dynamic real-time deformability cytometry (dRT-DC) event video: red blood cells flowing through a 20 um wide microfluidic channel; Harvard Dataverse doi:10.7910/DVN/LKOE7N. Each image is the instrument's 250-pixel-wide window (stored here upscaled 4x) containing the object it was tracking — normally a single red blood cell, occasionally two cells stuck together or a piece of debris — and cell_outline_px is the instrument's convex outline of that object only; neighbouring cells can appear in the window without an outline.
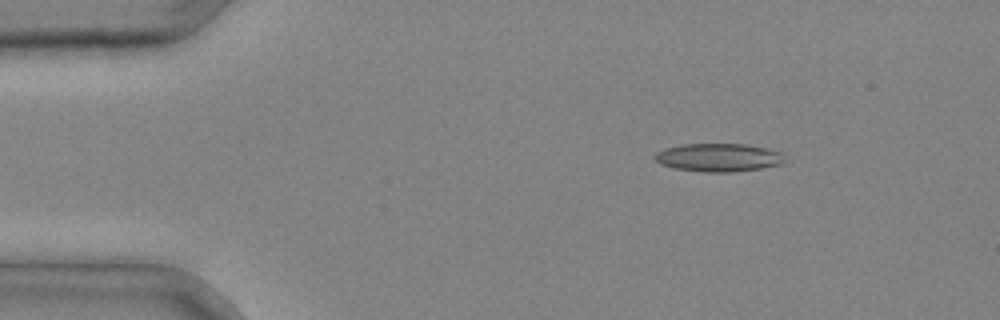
{"species": "common noctule bat (a hibernating species)", "species_latin": "Nyctalus noctula", "temperature_condition": "cold", "stored_images_in_passage": 37, "camera_frame_rate_fps": 3000, "um_per_image_px": 0.085, "animal": {"sex": "male", "body_mass_g": 20.4}, "frame": {"image": 1, "passage_image": 5, "time_ms": 1.333, "image_size_px": [1000, 320], "cell_outline_px": [[792, 160], [784, 164], [736, 172], [704, 172], [676, 168], [660, 164], [652, 156], [656, 152], [664, 148], [680, 144], [744, 144], [768, 148], [784, 152]], "centroid_in_image_um": [61.19, 13.38], "position_along_channel_um": 23.8, "area_um2": 21.96}}
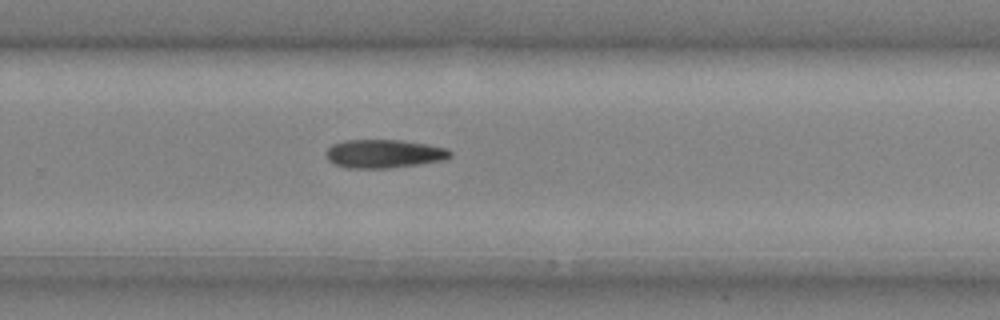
{"frame": {"image": 2, "passage_image": 25, "time_ms": 8.0, "image_size_px": [1000, 320], "cell_outline_px": [[452, 156], [444, 160], [420, 164], [388, 168], [348, 168], [336, 164], [328, 160], [324, 152], [332, 144], [344, 140], [400, 140], [428, 144], [448, 148], [452, 152]], "centroid_in_image_um": [32.65, 13.06], "position_along_channel_um": 297.1, "area_um2": 20.75}}
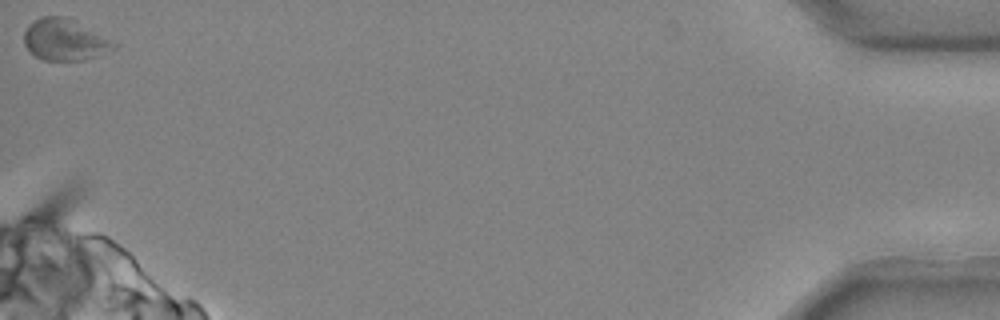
{"frame": {"image": 3, "passage_image": 37, "time_ms": 12.0, "image_size_px": [1000, 320], "cell_outline_px": [[120, 44], [116, 48], [96, 56], [84, 60], [44, 60], [36, 56], [24, 44], [24, 32], [28, 24], [40, 16], [64, 16]], "centroid_in_image_um": [5.49, 3.38], "position_along_channel_um": 429.7, "area_um2": 21.44}}